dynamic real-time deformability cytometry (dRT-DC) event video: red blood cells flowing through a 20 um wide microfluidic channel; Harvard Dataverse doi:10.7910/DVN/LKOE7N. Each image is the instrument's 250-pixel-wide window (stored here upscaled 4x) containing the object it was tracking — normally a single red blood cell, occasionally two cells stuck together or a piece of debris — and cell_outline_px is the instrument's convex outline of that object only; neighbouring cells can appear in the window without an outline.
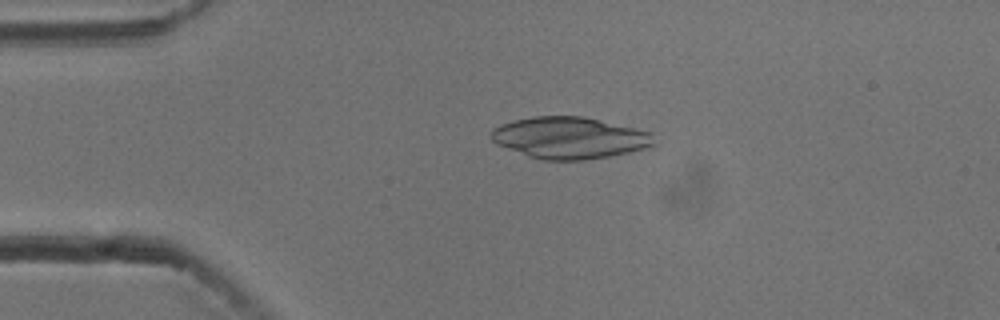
{"species": "common noctule bat (a hibernating species)", "species_latin": "Nyctalus noctula", "temperature_condition": "cold", "stored_images_in_passage": 53, "camera_frame_rate_fps": 3000, "um_per_image_px": 0.085, "animal": {"sex": "male", "body_mass_g": 13.3}, "frame": {"image": 1, "passage_image": 11, "time_ms": 3.333, "image_size_px": [1000, 320], "cell_outline_px": [[656, 144], [652, 148], [608, 156], [584, 160], [544, 160], [528, 156], [496, 144], [488, 136], [492, 128], [500, 124], [512, 120], [532, 116], [584, 116], [652, 132]], "centroid_in_image_um": [48.41, 11.71], "position_along_channel_um": 36.6, "area_um2": 40.0}}
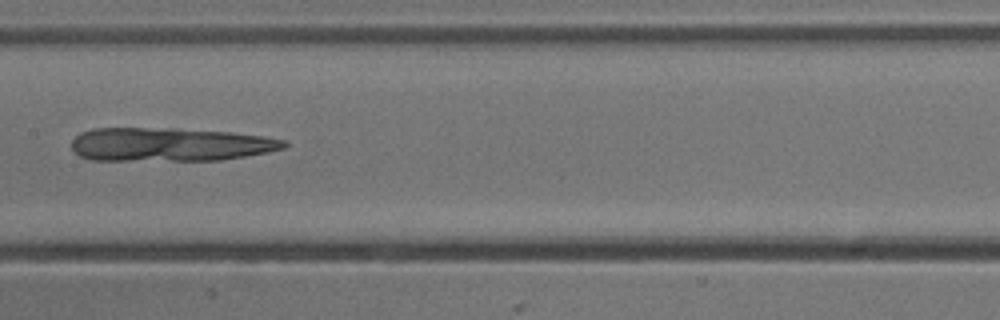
{"frame": {"image": 2, "passage_image": 26, "time_ms": 8.333, "image_size_px": [1000, 320], "cell_outline_px": [[288, 144], [284, 148], [268, 152], [220, 160], [92, 160], [80, 156], [72, 148], [72, 140], [80, 132], [92, 128], [176, 128], [232, 132], [264, 136], [288, 140]], "centroid_in_image_um": [14.45, 12.27], "position_along_channel_um": 192.9, "area_um2": 41.79}}
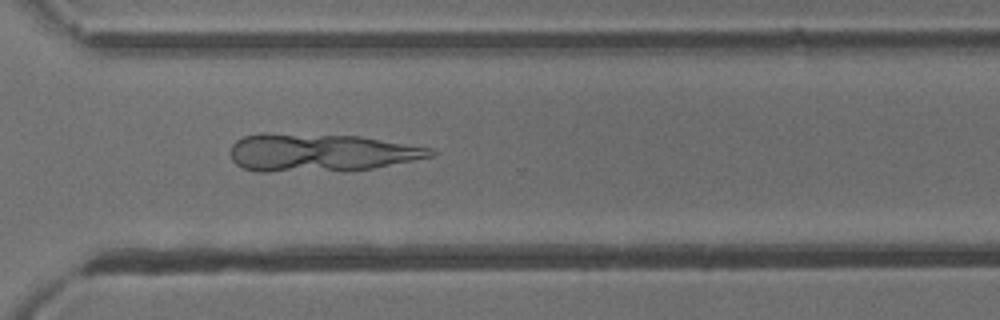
{"frame": {"image": 3, "passage_image": 38, "time_ms": 12.333, "image_size_px": [1000, 320], "cell_outline_px": [[436, 156], [372, 168], [348, 172], [256, 172], [244, 168], [236, 164], [232, 160], [232, 144], [236, 140], [244, 136], [260, 132], [264, 132], [360, 136], [432, 148], [436, 152]], "centroid_in_image_um": [27.24, 12.98], "position_along_channel_um": 343.4, "area_um2": 45.2}}